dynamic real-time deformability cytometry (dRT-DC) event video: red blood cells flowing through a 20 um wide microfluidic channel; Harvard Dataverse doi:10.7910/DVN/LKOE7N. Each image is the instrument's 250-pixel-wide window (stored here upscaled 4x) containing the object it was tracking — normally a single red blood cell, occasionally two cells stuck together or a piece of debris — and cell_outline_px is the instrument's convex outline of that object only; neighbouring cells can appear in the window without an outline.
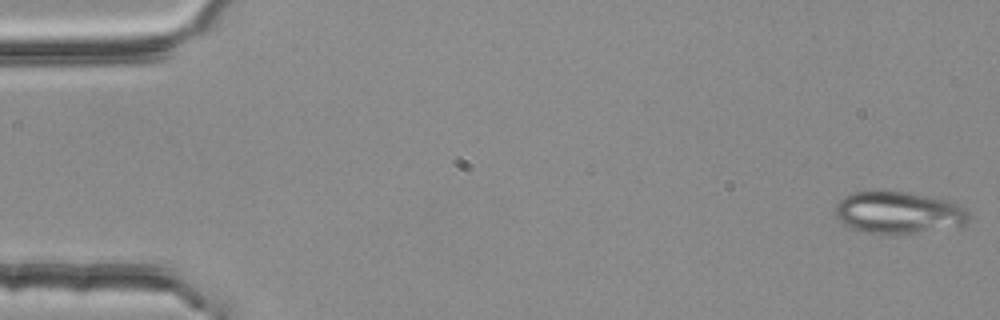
{"species": "common noctule bat (a hibernating species)", "species_latin": "Nyctalus noctula", "temperature_condition": "room temperature", "stored_images_in_passage": 52, "camera_frame_rate_fps": 3000, "um_per_image_px": 0.085, "animal": {"sex": "female", "body_mass_g": 25.1}, "frame": {"image": 1, "passage_image": 1, "time_ms": 0.0, "image_size_px": [1000, 320], "cell_outline_px": [[968, 220], [964, 224], [892, 236], [864, 232], [852, 228], [836, 220], [836, 204], [844, 196], [852, 192], [908, 192], [932, 196], [952, 200], [964, 208], [968, 212]], "centroid_in_image_um": [76.34, 18.07], "position_along_channel_um": 8.7, "area_um2": 32.77}}
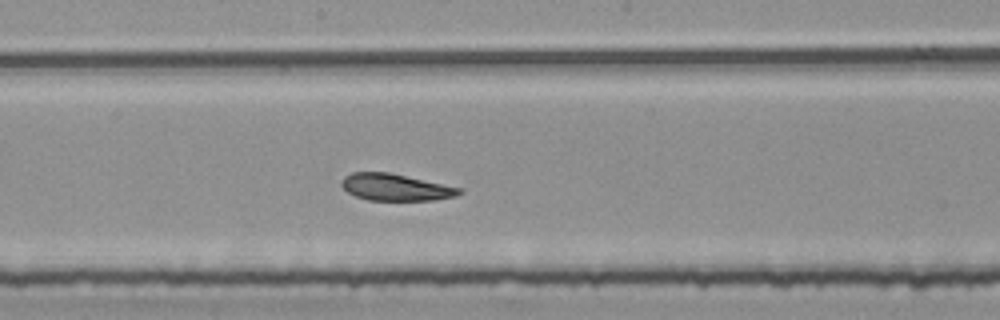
{"frame": {"image": 2, "passage_image": 29, "time_ms": 9.333, "image_size_px": [1000, 320], "cell_outline_px": [[464, 192], [456, 196], [436, 200], [368, 200], [356, 196], [348, 192], [340, 184], [340, 180], [344, 176], [352, 172], [388, 172], [460, 188]], "centroid_in_image_um": [33.59, 15.92], "position_along_channel_um": 214.6, "area_um2": 18.26}}
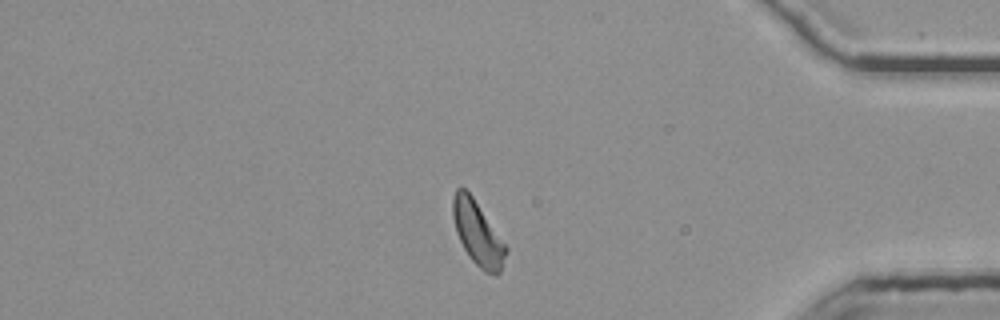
{"frame": {"image": 3, "passage_image": 46, "time_ms": 15.0, "image_size_px": [1000, 320], "cell_outline_px": [[508, 252], [500, 272], [496, 276], [484, 272], [472, 260], [464, 248], [456, 232], [452, 216], [452, 196], [456, 188], [464, 188], [472, 196], [508, 248]], "centroid_in_image_um": [40.6, 19.85], "position_along_channel_um": 394.6, "area_um2": 19.65}, "authors_computed_cell_mechanics": {"area_um2": 19.941, "velocity_mm_per_s": 3.7432, "shape_relaxation_time_tau1_ms": null, "shape_relaxation_time_tau2_ms": 3.478, "deformation_change_tau1": null, "deformation_change_tau2": 0.0903}}